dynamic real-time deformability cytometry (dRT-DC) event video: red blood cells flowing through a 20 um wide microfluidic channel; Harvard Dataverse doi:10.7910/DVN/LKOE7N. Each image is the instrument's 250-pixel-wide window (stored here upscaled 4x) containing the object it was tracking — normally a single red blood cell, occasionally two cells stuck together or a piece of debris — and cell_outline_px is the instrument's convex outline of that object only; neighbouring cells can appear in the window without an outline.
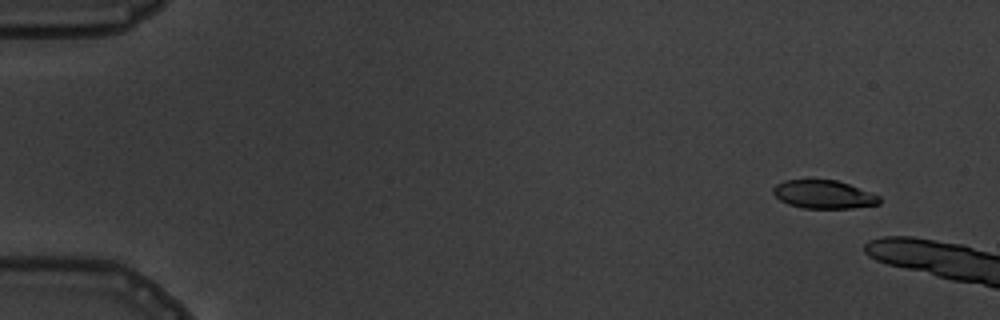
{"species": "common noctule bat (a hibernating species)", "species_latin": "Nyctalus noctula", "temperature_condition": "warm", "stored_images_in_passage": 4, "camera_frame_rate_fps": 3000, "um_per_image_px": 0.085, "animal": {"sex": "male", "body_mass_g": 19.5, "forearm_length_mm": 54.6}, "frame": {"image": 1, "passage_image": 2, "time_ms": 1.0, "image_size_px": [1000, 320], "cell_outline_px": [[880, 204], [852, 208], [804, 208], [788, 204], [780, 200], [772, 192], [772, 188], [776, 184], [784, 180], [836, 180], [848, 184], [880, 196]], "centroid_in_image_um": [69.99, 16.53], "position_along_channel_um": 15.0, "area_um2": 17.4}}